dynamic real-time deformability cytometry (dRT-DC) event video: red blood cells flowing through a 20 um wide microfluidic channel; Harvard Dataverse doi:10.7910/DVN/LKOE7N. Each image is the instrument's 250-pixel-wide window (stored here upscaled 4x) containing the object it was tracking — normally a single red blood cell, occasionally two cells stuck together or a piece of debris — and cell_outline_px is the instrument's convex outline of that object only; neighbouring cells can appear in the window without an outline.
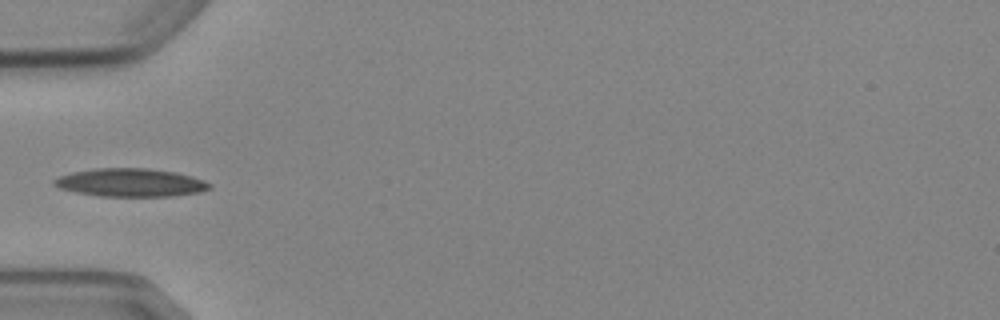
{"species": "Egyptian fruit bat (a non-hibernating species)", "species_latin": "Rousettus aegyptiacus", "temperature_condition": "cold", "stored_images_in_passage": 6, "camera_frame_rate_fps": 3000, "um_per_image_px": 0.085, "animal": {"sex": "female"}, "frame": {"image": 1, "passage_image": 6, "time_ms": 5.667, "image_size_px": [1000, 320], "cell_outline_px": [[212, 188], [200, 192], [172, 196], [100, 196], [76, 192], [60, 188], [52, 184], [52, 180], [60, 176], [72, 172], [96, 168], [148, 168], [176, 172], [192, 176], [204, 180], [212, 184]], "centroid_in_image_um": [11.12, 15.51], "position_along_channel_um": 73.9, "area_um2": 25.61}}